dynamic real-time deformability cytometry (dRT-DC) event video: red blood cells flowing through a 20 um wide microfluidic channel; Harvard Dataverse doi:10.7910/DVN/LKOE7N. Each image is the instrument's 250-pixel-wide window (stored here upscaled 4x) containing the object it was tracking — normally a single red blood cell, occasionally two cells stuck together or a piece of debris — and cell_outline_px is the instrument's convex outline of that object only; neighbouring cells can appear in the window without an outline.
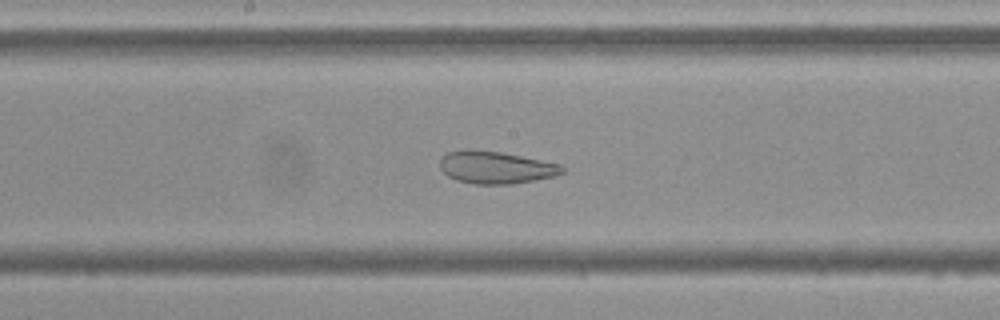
{"species": "Egyptian fruit bat (a non-hibernating species)", "species_latin": "Rousettus aegyptiacus", "temperature_condition": "cold", "stored_images_in_passage": 44, "camera_frame_rate_fps": 3000, "um_per_image_px": 0.085, "frame": {"image": 1, "passage_image": 23, "time_ms": 7.333, "image_size_px": [1000, 320], "cell_outline_px": [[564, 172], [556, 176], [512, 184], [476, 184], [456, 180], [448, 176], [440, 168], [440, 160], [448, 152], [500, 152], [560, 164], [564, 168]], "centroid_in_image_um": [42.2, 14.28], "position_along_channel_um": 206.0, "area_um2": 22.25}}
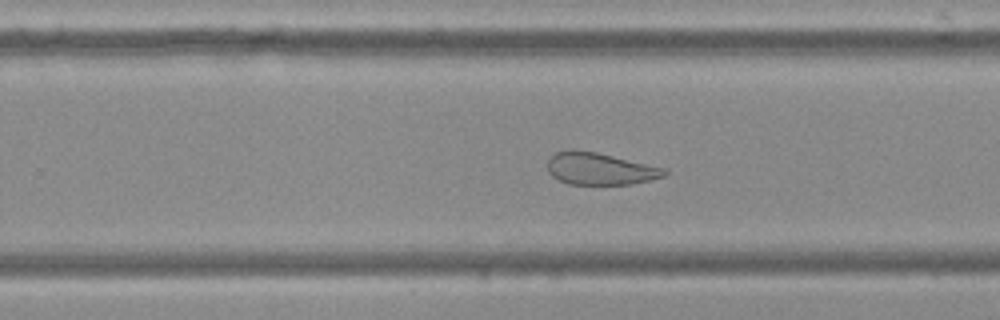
{"frame": {"image": 2, "passage_image": 29, "time_ms": 9.333, "image_size_px": [1000, 320], "cell_outline_px": [[668, 172], [664, 176], [632, 184], [568, 184], [552, 176], [548, 172], [548, 160], [556, 152], [572, 148], [576, 148], [596, 152], [668, 168]], "centroid_in_image_um": [51.0, 14.32], "position_along_channel_um": 278.8, "area_um2": 22.02}}
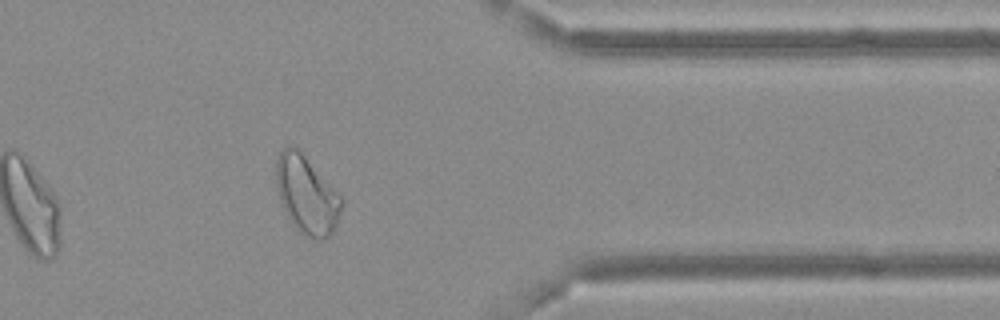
{"frame": {"image": 3, "passage_image": 39, "time_ms": 12.667, "image_size_px": [1000, 320], "cell_outline_px": [[344, 200], [336, 224], [332, 232], [324, 240], [312, 240], [304, 236], [292, 224], [280, 200], [276, 188], [276, 156], [288, 144], [296, 144]], "centroid_in_image_um": [26.05, 16.53], "position_along_channel_um": 385.4, "area_um2": 30.0}, "authors_computed_cell_mechanics": {"area_um2": 27.3972, "velocity_mm_per_s": 3.6456, "shape_relaxation_time_tau1_ms": null, "shape_relaxation_time_tau2_ms": 2.2959, "deformation_change_tau1": null, "deformation_change_tau2": 0.0931}}